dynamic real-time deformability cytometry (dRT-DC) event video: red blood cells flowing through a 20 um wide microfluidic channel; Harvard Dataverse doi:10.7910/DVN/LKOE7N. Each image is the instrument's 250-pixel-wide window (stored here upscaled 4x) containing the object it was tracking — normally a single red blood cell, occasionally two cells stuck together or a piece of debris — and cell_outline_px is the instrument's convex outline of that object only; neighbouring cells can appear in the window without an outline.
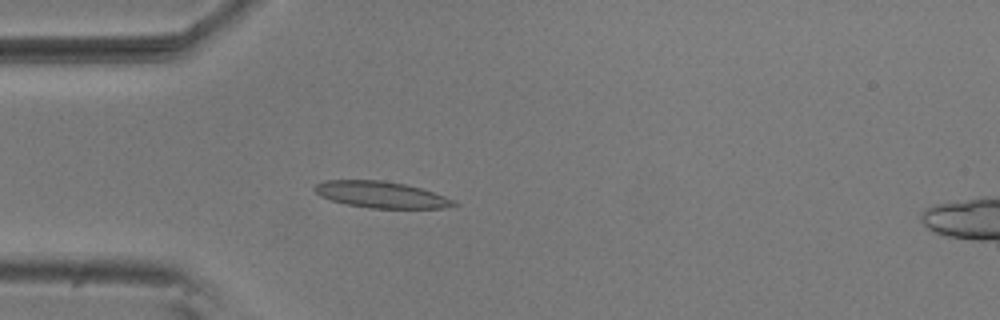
{"species": "common noctule bat (a hibernating species)", "species_latin": "Nyctalus noctula", "temperature_condition": "room temperature", "stored_images_in_passage": 3, "camera_frame_rate_fps": 3000, "um_per_image_px": 0.085, "animal": {"sex": "male", "body_mass_g": 20.5, "forearm_length_mm": 52.5}, "frame": {"image": 1, "passage_image": 3, "time_ms": 0.667, "image_size_px": [1000, 320], "cell_outline_px": [[460, 204], [444, 208], [368, 208], [344, 204], [320, 196], [312, 188], [316, 184], [324, 180], [384, 180], [404, 184], [420, 188], [444, 196]], "centroid_in_image_um": [32.35, 16.54], "position_along_channel_um": 52.6, "area_um2": 21.39}}